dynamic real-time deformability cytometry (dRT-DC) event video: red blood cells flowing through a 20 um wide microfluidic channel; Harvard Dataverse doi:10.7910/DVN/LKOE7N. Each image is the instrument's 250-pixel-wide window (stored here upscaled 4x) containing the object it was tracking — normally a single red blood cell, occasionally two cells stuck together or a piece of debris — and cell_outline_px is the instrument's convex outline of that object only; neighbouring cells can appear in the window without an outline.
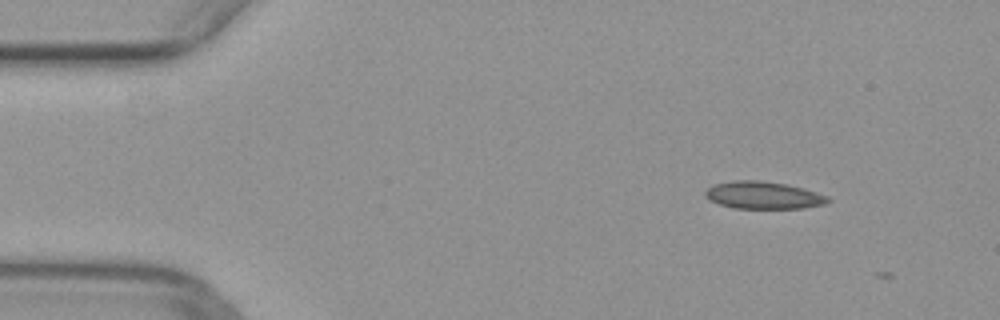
{"species": "common noctule bat (a hibernating species)", "species_latin": "Nyctalus noctula", "temperature_condition": "warm", "stored_images_in_passage": 10, "camera_frame_rate_fps": 3000, "um_per_image_px": 0.085, "animal": {"sex": "female", "body_mass_g": 29.2, "forearm_length_mm": 56.3}, "frame": {"image": 1, "passage_image": 6, "time_ms": 1.667, "image_size_px": [1000, 320], "cell_outline_px": [[832, 200], [824, 204], [804, 208], [736, 208], [720, 204], [704, 196], [704, 192], [712, 184], [732, 180], [756, 180], [788, 184], [804, 188], [828, 196]], "centroid_in_image_um": [64.89, 16.58], "position_along_channel_um": 20.1, "area_um2": 19.59}}